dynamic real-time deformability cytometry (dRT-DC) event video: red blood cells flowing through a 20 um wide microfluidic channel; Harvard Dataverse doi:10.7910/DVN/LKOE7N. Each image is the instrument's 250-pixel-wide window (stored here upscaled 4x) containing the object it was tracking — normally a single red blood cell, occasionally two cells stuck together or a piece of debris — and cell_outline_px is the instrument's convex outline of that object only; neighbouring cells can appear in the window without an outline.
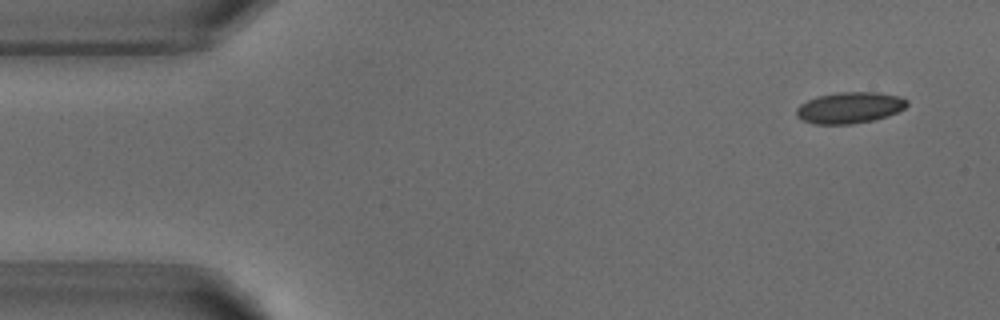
{"species": "common noctule bat (a hibernating species)", "species_latin": "Nyctalus noctula", "temperature_condition": "warm", "stored_images_in_passage": 4, "camera_frame_rate_fps": 3000, "um_per_image_px": 0.085, "animal": {"sex": "male", "body_mass_g": 18.8}, "frame": {"image": 1, "passage_image": 1, "time_ms": 0.0, "image_size_px": [1000, 320], "cell_outline_px": [[908, 104], [904, 108], [888, 116], [872, 120], [852, 124], [812, 124], [796, 116], [796, 108], [800, 104], [808, 100], [820, 96], [840, 92], [876, 92], [900, 96], [908, 100]], "centroid_in_image_um": [72.23, 9.15], "position_along_channel_um": 12.8, "area_um2": 20.06}}
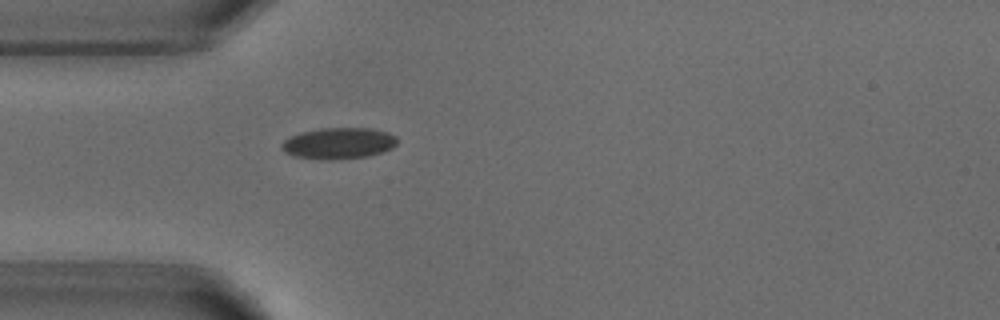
{"frame": {"image": 2, "passage_image": 4, "time_ms": 3.667, "image_size_px": [1000, 320], "cell_outline_px": [[396, 144], [392, 148], [368, 156], [332, 160], [320, 160], [292, 156], [284, 152], [280, 148], [280, 144], [284, 140], [300, 132], [320, 128], [368, 128], [388, 132], [396, 136]], "centroid_in_image_um": [28.73, 12.19], "position_along_channel_um": 56.3, "area_um2": 21.21}}